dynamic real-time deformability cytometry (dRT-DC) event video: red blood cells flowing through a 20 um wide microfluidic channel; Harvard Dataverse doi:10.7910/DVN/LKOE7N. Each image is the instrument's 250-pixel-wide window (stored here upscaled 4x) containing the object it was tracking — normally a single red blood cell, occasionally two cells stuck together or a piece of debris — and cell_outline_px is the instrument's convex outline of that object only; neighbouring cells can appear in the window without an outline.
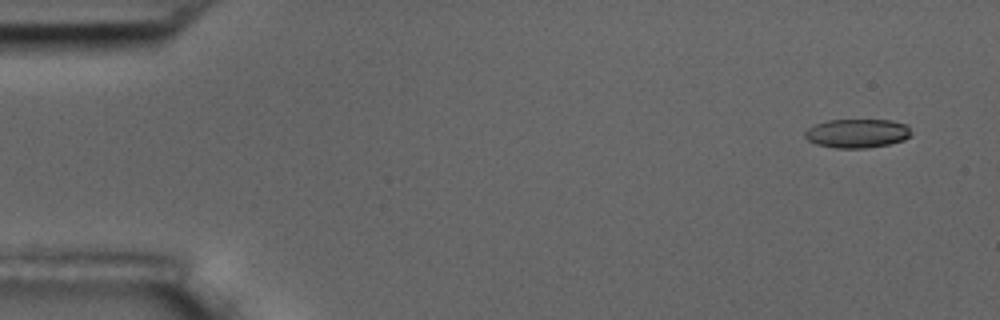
{"species": "common noctule bat (a hibernating species)", "species_latin": "Nyctalus noctula", "temperature_condition": "room temperature", "stored_images_in_passage": 6, "camera_frame_rate_fps": 3000, "um_per_image_px": 0.085, "animal": {"sex": "male", "body_mass_g": 17.5, "forearm_length_mm": 52.3}, "frame": {"image": 1, "passage_image": 1, "time_ms": 0.0, "image_size_px": [1000, 320], "cell_outline_px": [[912, 136], [904, 140], [888, 144], [868, 148], [836, 148], [816, 144], [808, 140], [804, 136], [804, 132], [808, 128], [816, 124], [828, 120], [892, 120], [908, 124], [912, 132]], "centroid_in_image_um": [72.9, 11.33], "position_along_channel_um": 12.1, "area_um2": 18.09}}
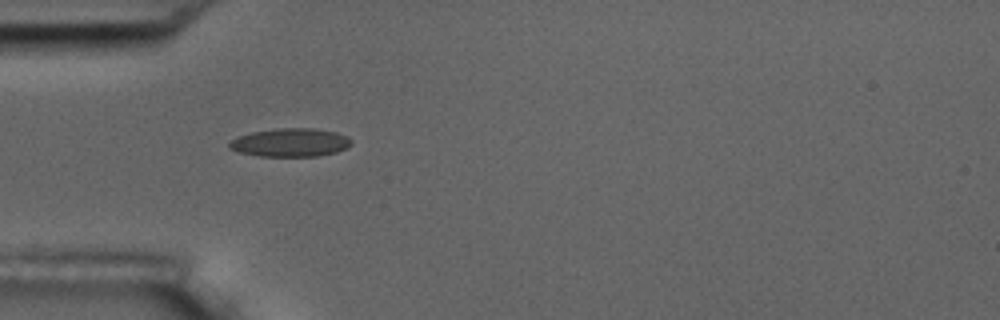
{"frame": {"image": 2, "passage_image": 5, "time_ms": 4.667, "image_size_px": [1000, 320], "cell_outline_px": [[352, 144], [336, 152], [316, 156], [260, 156], [240, 152], [228, 148], [228, 144], [236, 136], [252, 132], [280, 128], [312, 128], [336, 132], [348, 136], [352, 140]], "centroid_in_image_um": [24.68, 12.11], "position_along_channel_um": 60.3, "area_um2": 20.11}}